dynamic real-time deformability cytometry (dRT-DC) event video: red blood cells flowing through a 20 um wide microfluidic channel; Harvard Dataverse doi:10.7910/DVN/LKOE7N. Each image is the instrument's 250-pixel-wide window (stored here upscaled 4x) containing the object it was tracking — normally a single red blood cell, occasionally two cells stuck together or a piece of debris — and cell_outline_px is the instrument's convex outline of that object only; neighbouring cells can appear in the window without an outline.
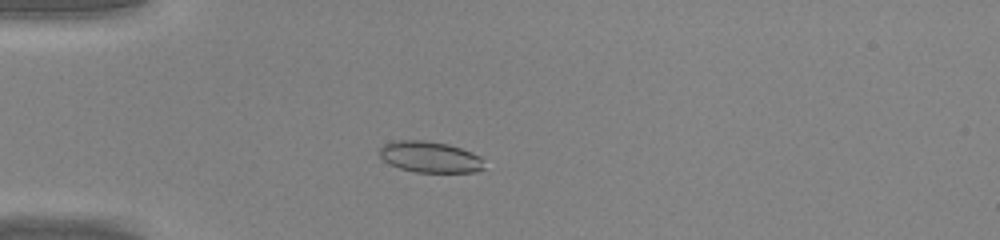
{"species": "common noctule bat (a hibernating species)", "species_latin": "Nyctalus noctula", "temperature_condition": "warm", "stored_images_in_passage": 43, "camera_frame_rate_fps": 3000, "um_per_image_px": 0.085, "animal": {"sex": "male", "body_mass_g": 20.0, "forearm_length_mm": 53.3}, "frame": {"image": 1, "passage_image": 11, "time_ms": 3.333, "image_size_px": [1000, 240], "cell_outline_px": [[484, 168], [476, 172], [416, 172], [400, 168], [388, 164], [380, 156], [380, 148], [384, 144], [392, 140], [424, 140], [448, 144], [472, 152], [480, 156]], "centroid_in_image_um": [36.52, 13.34], "position_along_channel_um": 48.5, "area_um2": 19.02}}
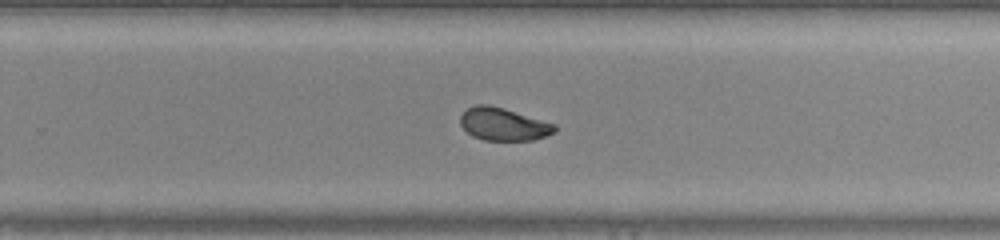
{"frame": {"image": 2, "passage_image": 28, "time_ms": 9.0, "image_size_px": [1000, 240], "cell_outline_px": [[556, 128], [552, 132], [544, 136], [532, 140], [484, 140], [472, 136], [460, 124], [460, 116], [468, 108], [476, 104], [488, 104], [504, 108], [556, 124]], "centroid_in_image_um": [42.76, 10.55], "position_along_channel_um": 287.0, "area_um2": 17.8}}
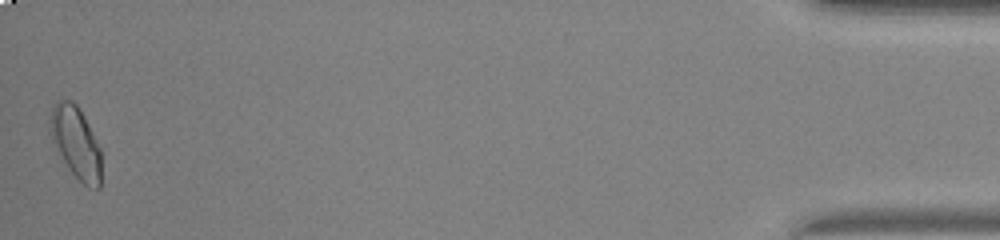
{"frame": {"image": 3, "passage_image": 43, "time_ms": 14.0, "image_size_px": [1000, 240], "cell_outline_px": [[100, 188], [88, 188], [68, 168], [52, 140], [48, 124], [48, 120], [52, 108], [56, 100], [72, 100], [76, 104], [84, 116], [100, 148]], "centroid_in_image_um": [6.43, 12.08], "position_along_channel_um": 428.8, "area_um2": 21.21}}